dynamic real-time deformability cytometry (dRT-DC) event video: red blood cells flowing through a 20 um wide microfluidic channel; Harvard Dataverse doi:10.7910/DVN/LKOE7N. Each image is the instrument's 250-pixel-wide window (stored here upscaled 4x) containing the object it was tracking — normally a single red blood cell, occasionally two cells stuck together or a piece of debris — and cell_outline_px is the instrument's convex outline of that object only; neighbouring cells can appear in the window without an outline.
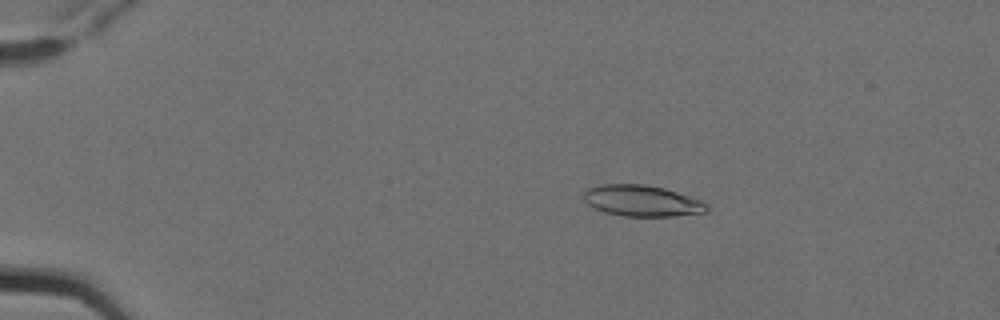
{"species": "Egyptian fruit bat (a non-hibernating species)", "species_latin": "Rousettus aegyptiacus", "temperature_condition": "cold", "stored_images_in_passage": 5, "camera_frame_rate_fps": 3000, "um_per_image_px": 0.085, "animal": {"sex": "female"}, "frame": {"image": 1, "passage_image": 3, "time_ms": 0.667, "image_size_px": [1000, 320], "cell_outline_px": [[708, 208], [704, 212], [672, 216], [624, 216], [604, 212], [588, 204], [584, 200], [584, 192], [588, 188], [600, 184], [644, 184], [664, 188], [700, 200], [708, 204]], "centroid_in_image_um": [54.54, 17.06], "position_along_channel_um": 30.5, "area_um2": 22.14}}